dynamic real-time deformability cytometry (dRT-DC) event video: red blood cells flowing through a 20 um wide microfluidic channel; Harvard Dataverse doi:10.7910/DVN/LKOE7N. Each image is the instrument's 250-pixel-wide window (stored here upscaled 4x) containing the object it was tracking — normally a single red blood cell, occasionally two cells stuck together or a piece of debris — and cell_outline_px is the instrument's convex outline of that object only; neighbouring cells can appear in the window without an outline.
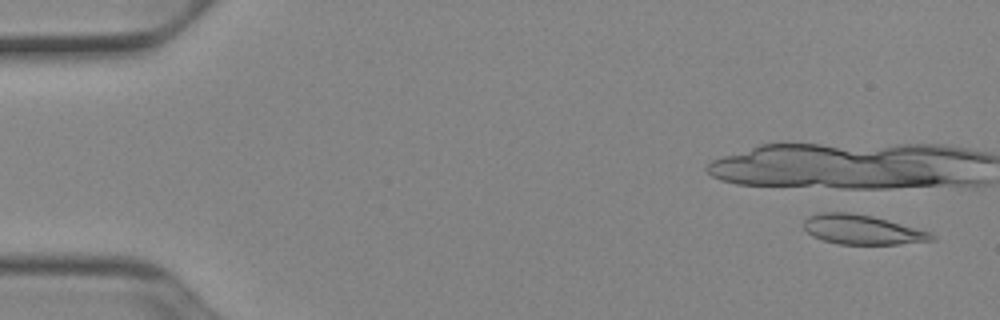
{"species": "Egyptian fruit bat (a non-hibernating species)", "species_latin": "Rousettus aegyptiacus", "temperature_condition": "cold", "stored_images_in_passage": 13, "camera_frame_rate_fps": 3000, "um_per_image_px": 0.085, "animal": {"sex": "female"}, "frame": {"image": 1, "passage_image": 3, "time_ms": 0.667, "image_size_px": [1000, 320], "cell_outline_px": [[936, 240], [896, 244], [840, 244], [824, 240], [812, 236], [804, 228], [804, 220], [808, 216], [824, 212], [848, 212], [872, 216], [928, 232], [936, 236]], "centroid_in_image_um": [73.25, 19.52], "position_along_channel_um": 11.8, "area_um2": 21.62}}